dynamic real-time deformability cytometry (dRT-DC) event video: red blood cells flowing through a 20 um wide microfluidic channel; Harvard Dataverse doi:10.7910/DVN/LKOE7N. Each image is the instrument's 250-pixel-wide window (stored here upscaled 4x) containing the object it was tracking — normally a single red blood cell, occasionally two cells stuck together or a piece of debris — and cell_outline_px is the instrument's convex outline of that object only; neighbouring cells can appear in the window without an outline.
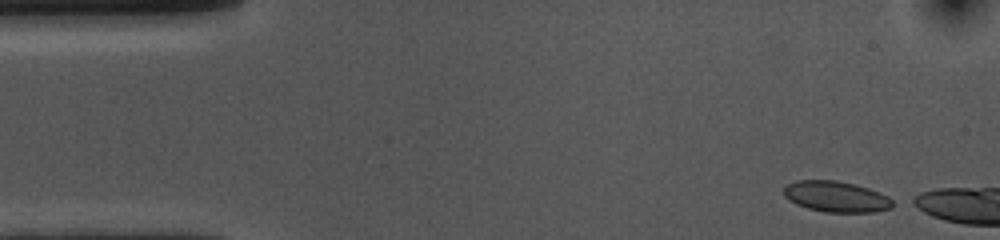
{"species": "common noctule bat (a hibernating species)", "species_latin": "Nyctalus noctula", "temperature_condition": "cold", "stored_images_in_passage": 5, "camera_frame_rate_fps": 3000, "um_per_image_px": 0.085, "animal": {"sex": "female", "body_mass_g": 10.0, "forearm_length_mm": 53.1}, "frame": {"image": 1, "passage_image": 1, "time_ms": 0.0, "image_size_px": [1000, 240], "cell_outline_px": [[900, 204], [892, 208], [876, 212], [824, 212], [808, 208], [796, 204], [788, 200], [784, 196], [784, 188], [788, 184], [796, 180], [836, 180], [856, 184], [880, 192], [896, 200]], "centroid_in_image_um": [71.16, 16.72], "position_along_channel_um": 13.8, "area_um2": 20.06}}